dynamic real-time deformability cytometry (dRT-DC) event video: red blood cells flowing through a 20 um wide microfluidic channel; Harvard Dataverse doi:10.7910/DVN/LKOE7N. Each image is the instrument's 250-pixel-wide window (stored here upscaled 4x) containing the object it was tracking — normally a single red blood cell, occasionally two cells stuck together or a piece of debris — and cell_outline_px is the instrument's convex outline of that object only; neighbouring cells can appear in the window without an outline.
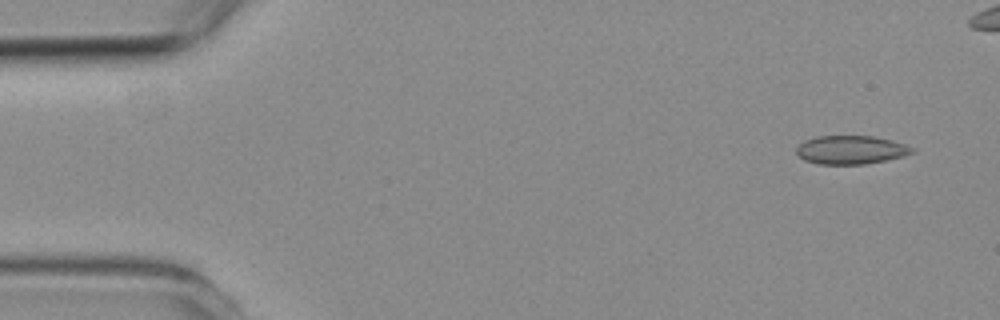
{"species": "common noctule bat (a hibernating species)", "species_latin": "Nyctalus noctula", "temperature_condition": "room temperature", "stored_images_in_passage": 5, "camera_frame_rate_fps": 3000, "um_per_image_px": 0.085, "animal": {"sex": "female", "body_mass_g": 19.3, "forearm_length_mm": 54.1}, "frame": {"image": 1, "passage_image": 1, "time_ms": 0.0, "image_size_px": [1000, 320], "cell_outline_px": [[916, 152], [904, 156], [864, 164], [816, 164], [804, 160], [796, 152], [796, 148], [804, 140], [816, 136], [872, 136], [892, 140], [916, 148]], "centroid_in_image_um": [72.34, 12.73], "position_along_channel_um": 12.7, "area_um2": 19.31}}